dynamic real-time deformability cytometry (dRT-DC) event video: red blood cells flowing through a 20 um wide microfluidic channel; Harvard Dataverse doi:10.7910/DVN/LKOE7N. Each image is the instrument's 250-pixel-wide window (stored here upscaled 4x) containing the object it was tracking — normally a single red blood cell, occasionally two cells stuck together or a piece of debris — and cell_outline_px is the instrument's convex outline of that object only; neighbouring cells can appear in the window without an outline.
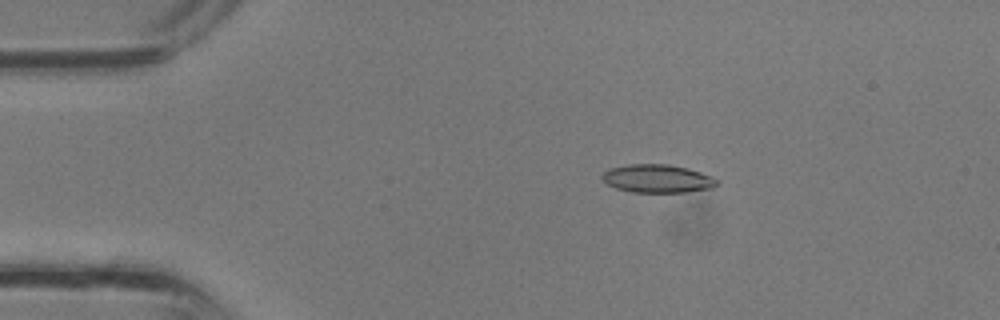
{"species": "common noctule bat (a hibernating species)", "species_latin": "Nyctalus noctula", "temperature_condition": "room temperature", "stored_images_in_passage": 34, "camera_frame_rate_fps": 3000, "um_per_image_px": 0.085, "animal": {"sex": "male", "body_mass_g": 13.3}, "frame": {"image": 1, "passage_image": 6, "time_ms": 1.667, "image_size_px": [1000, 320], "cell_outline_px": [[720, 184], [712, 188], [684, 192], [632, 192], [616, 188], [600, 180], [600, 176], [608, 168], [628, 164], [668, 164], [688, 168], [712, 176], [720, 180]], "centroid_in_image_um": [55.88, 15.17], "position_along_channel_um": 29.1, "area_um2": 19.13}}
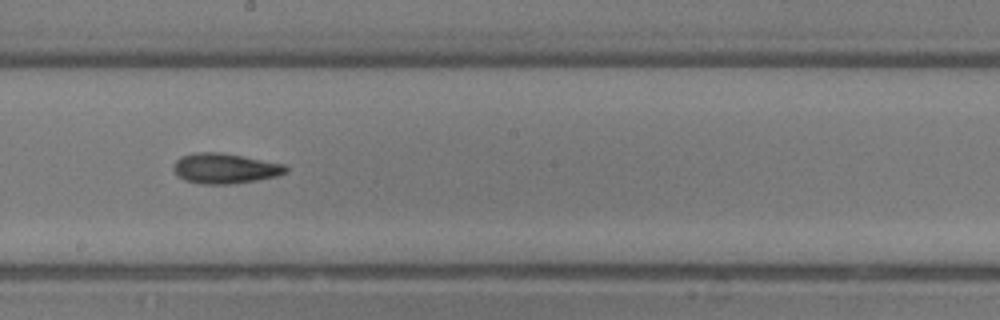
{"frame": {"image": 2, "passage_image": 19, "time_ms": 6.0, "image_size_px": [1000, 320], "cell_outline_px": [[288, 172], [276, 176], [256, 180], [228, 184], [200, 184], [184, 180], [176, 176], [172, 168], [176, 160], [180, 156], [196, 152], [220, 152], [288, 164]], "centroid_in_image_um": [19.11, 14.31], "position_along_channel_um": 229.1, "area_um2": 20.06}}
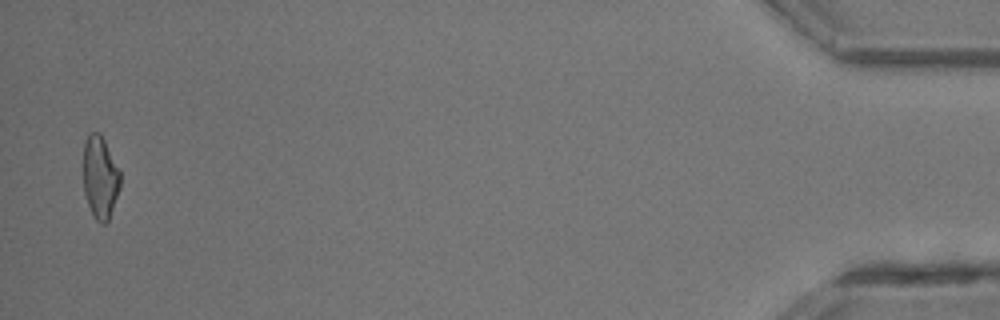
{"frame": {"image": 3, "passage_image": 34, "time_ms": 11.0, "image_size_px": [1000, 320], "cell_outline_px": [[120, 188], [108, 220], [104, 224], [96, 220], [88, 204], [84, 192], [84, 144], [88, 132], [100, 132], [120, 168]], "centroid_in_image_um": [8.53, 15.02], "position_along_channel_um": 426.7, "area_um2": 17.8}}